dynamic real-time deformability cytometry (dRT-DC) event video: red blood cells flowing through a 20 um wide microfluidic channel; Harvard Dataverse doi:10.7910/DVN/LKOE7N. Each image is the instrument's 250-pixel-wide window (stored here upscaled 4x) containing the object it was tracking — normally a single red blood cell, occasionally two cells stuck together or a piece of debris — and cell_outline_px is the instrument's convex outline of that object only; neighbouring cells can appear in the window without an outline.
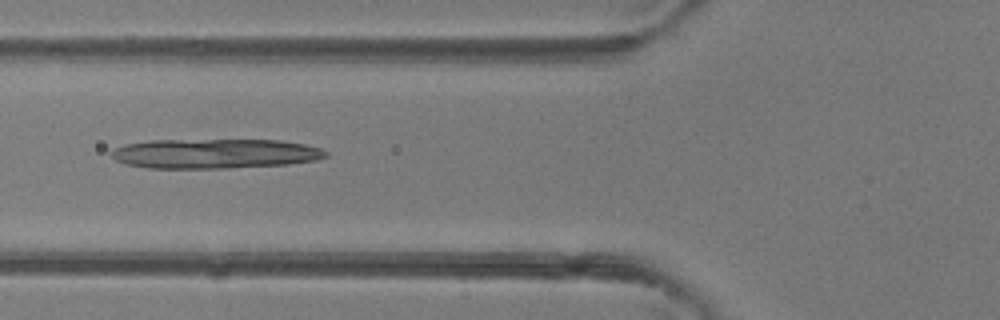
{"species": "common noctule bat (a hibernating species)", "species_latin": "Nyctalus noctula", "temperature_condition": "room temperature", "stored_images_in_passage": 4, "camera_frame_rate_fps": 3000, "um_per_image_px": 0.085, "animal": {"sex": "female"}, "frame": {"image": 1, "passage_image": 4, "time_ms": 4.333, "image_size_px": [1000, 320], "cell_outline_px": [[328, 156], [316, 160], [288, 164], [228, 168], [148, 168], [128, 164], [116, 160], [108, 152], [112, 148], [124, 144], [152, 140], [280, 140], [304, 144], [320, 148], [328, 152]], "centroid_in_image_um": [18.24, 13.05], "position_along_channel_um": 107.6, "area_um2": 37.22}}